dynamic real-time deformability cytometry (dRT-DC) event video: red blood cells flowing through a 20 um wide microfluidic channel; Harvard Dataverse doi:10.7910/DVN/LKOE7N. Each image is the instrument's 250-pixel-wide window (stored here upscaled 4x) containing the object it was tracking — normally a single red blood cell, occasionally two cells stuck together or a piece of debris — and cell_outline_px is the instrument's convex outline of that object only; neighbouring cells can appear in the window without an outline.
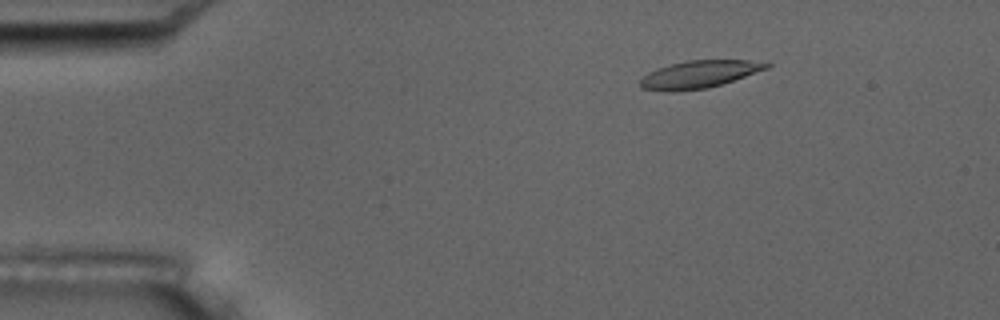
{"species": "common noctule bat (a hibernating species)", "species_latin": "Nyctalus noctula", "temperature_condition": "room temperature", "stored_images_in_passage": 3, "camera_frame_rate_fps": 3000, "um_per_image_px": 0.085, "animal": {"sex": "male", "body_mass_g": 17.5, "forearm_length_mm": 52.3}, "frame": {"image": 1, "passage_image": 1, "time_ms": 0.0, "image_size_px": [1000, 320], "cell_outline_px": [[772, 64], [768, 68], [708, 88], [672, 92], [664, 92], [640, 88], [640, 80], [648, 72], [656, 68], [688, 60], [748, 60]], "centroid_in_image_um": [59.35, 6.33], "position_along_channel_um": 25.6, "area_um2": 20.06}}